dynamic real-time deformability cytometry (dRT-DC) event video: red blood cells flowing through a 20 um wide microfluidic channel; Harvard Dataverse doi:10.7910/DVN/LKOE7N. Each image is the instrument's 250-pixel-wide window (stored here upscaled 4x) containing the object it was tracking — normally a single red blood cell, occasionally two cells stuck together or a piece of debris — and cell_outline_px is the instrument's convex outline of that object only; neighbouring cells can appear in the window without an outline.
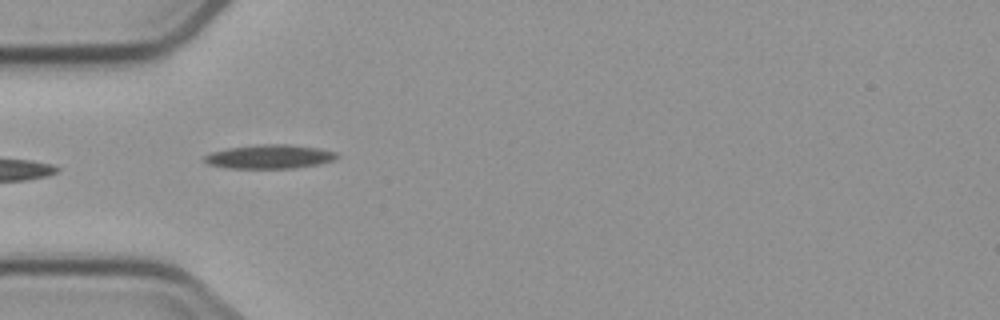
{"species": "common noctule bat (a hibernating species)", "species_latin": "Nyctalus noctula", "temperature_condition": "cold", "stored_images_in_passage": 4, "camera_frame_rate_fps": 3000, "um_per_image_px": 0.085, "animal": {"sex": "male", "body_mass_g": 23.1, "forearm_length_mm": 52.7}, "frame": {"image": 1, "passage_image": 4, "time_ms": 3.333, "image_size_px": [1000, 320], "cell_outline_px": [[340, 156], [332, 160], [320, 164], [292, 168], [224, 168], [208, 164], [204, 160], [204, 156], [212, 152], [228, 148], [260, 144], [288, 144], [320, 148], [336, 152]], "centroid_in_image_um": [22.92, 13.31], "position_along_channel_um": 62.1, "area_um2": 18.5}}